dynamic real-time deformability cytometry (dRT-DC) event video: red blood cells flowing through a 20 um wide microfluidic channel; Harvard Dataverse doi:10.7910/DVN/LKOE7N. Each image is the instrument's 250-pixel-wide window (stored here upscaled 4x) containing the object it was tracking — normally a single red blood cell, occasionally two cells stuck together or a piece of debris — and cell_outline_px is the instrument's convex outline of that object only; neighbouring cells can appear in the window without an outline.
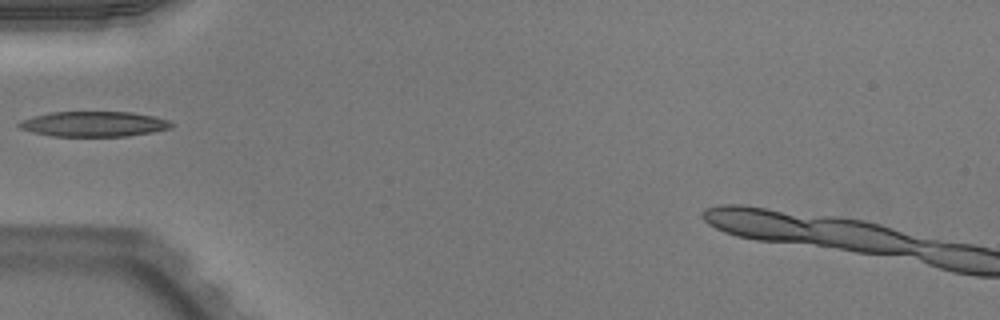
{"species": "Egyptian fruit bat (a non-hibernating species)", "species_latin": "Rousettus aegyptiacus", "temperature_condition": "warm", "stored_images_in_passage": 20, "camera_frame_rate_fps": 3000, "um_per_image_px": 0.085, "animal": {"sex": "male"}, "frame": {"image": 1, "passage_image": 1, "time_ms": 0.0, "image_size_px": [1000, 320], "cell_outline_px": [[176, 124], [172, 128], [152, 132], [128, 136], [52, 136], [32, 132], [20, 128], [16, 124], [20, 120], [52, 112], [132, 112], [156, 116], [168, 120]], "centroid_in_image_um": [8.03, 10.54], "position_along_channel_um": 77.0, "area_um2": 22.48}}